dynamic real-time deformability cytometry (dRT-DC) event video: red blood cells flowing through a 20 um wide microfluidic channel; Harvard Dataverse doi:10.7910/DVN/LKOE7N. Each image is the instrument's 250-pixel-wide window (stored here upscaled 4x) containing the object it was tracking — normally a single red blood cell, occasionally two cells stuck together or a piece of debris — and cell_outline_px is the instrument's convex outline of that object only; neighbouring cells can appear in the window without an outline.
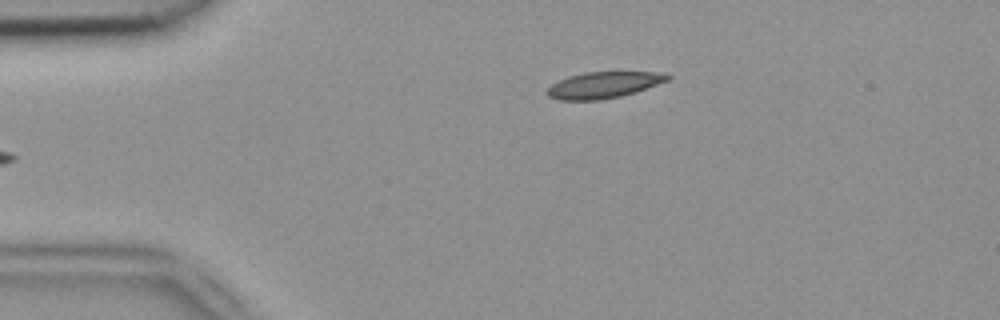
{"species": "common noctule bat (a hibernating species)", "species_latin": "Nyctalus noctula", "temperature_condition": "room temperature", "stored_images_in_passage": 3, "camera_frame_rate_fps": 3000, "um_per_image_px": 0.085, "animal": {"sex": "female", "body_mass_g": 18.4}, "frame": {"image": 1, "passage_image": 3, "time_ms": 0.667, "image_size_px": [1000, 320], "cell_outline_px": [[672, 76], [668, 80], [620, 96], [600, 100], [560, 100], [548, 96], [544, 92], [552, 84], [568, 76], [584, 72], [668, 72]], "centroid_in_image_um": [51.28, 7.21], "position_along_channel_um": 33.7, "area_um2": 18.32}}